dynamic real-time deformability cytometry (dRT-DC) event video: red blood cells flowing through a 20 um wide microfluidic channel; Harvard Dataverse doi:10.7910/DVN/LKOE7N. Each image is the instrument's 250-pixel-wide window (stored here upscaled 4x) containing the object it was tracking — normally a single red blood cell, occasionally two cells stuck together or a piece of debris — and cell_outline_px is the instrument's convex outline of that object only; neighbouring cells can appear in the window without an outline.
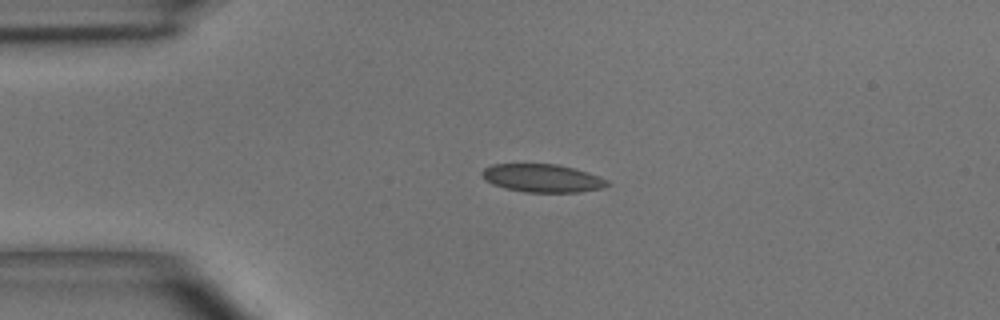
{"species": "common noctule bat (a hibernating species)", "species_latin": "Nyctalus noctula", "temperature_condition": "room temperature", "stored_images_in_passage": 6, "camera_frame_rate_fps": 3000, "um_per_image_px": 0.085, "animal": {"sex": "male", "body_mass_g": 15.6}, "frame": {"image": 1, "passage_image": 2, "time_ms": 1.0, "image_size_px": [1000, 320], "cell_outline_px": [[608, 184], [604, 188], [580, 192], [524, 192], [504, 188], [492, 184], [484, 180], [480, 172], [484, 168], [492, 164], [556, 164], [572, 168], [596, 176], [604, 180]], "centroid_in_image_um": [46.0, 15.15], "position_along_channel_um": 39.0, "area_um2": 20.29}}
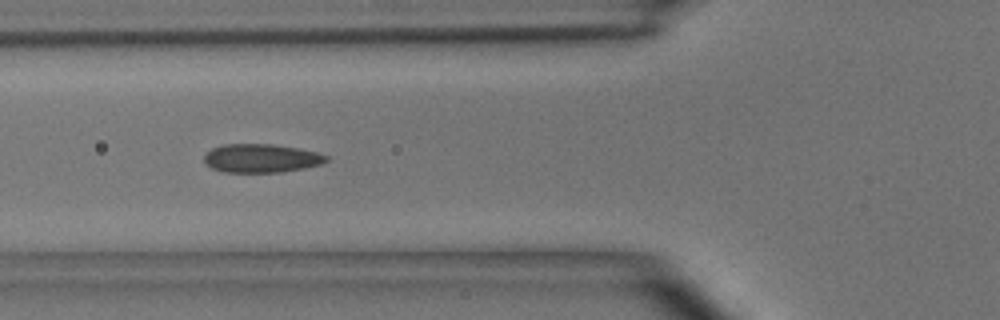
{"frame": {"image": 2, "passage_image": 4, "time_ms": 3.333, "image_size_px": [1000, 320], "cell_outline_px": [[328, 160], [320, 164], [304, 168], [284, 172], [224, 172], [212, 168], [204, 160], [204, 156], [212, 148], [224, 144], [272, 144], [300, 148], [316, 152], [328, 156]], "centroid_in_image_um": [22.22, 13.45], "position_along_channel_um": 103.6, "area_um2": 20.29}}